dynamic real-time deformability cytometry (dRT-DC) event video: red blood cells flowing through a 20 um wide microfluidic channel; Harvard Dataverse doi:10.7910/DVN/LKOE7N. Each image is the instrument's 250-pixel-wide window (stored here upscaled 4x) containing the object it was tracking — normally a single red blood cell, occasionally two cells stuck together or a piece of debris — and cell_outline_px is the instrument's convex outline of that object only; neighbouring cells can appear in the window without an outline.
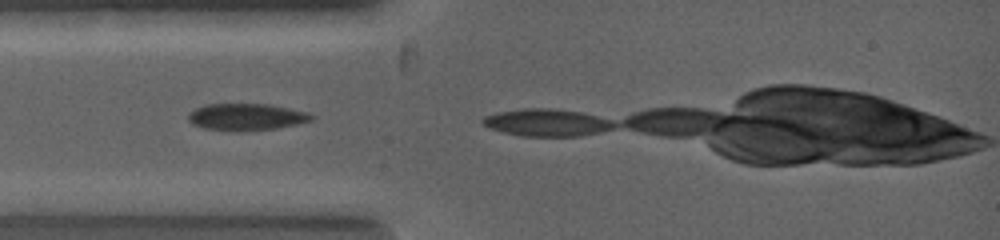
{"species": "common noctule bat (a hibernating species)", "species_latin": "Nyctalus noctula", "temperature_condition": "warm", "stored_images_in_passage": 4, "camera_frame_rate_fps": 5000, "um_per_image_px": 0.085, "animal": {"sex": "female", "body_mass_g": 19.0, "forearm_length_mm": 53.3}, "frame": {"image": 1, "passage_image": 1, "time_ms": 0.0, "image_size_px": [1000, 240], "cell_outline_px": [[316, 116], [312, 120], [296, 124], [276, 128], [240, 132], [204, 128], [192, 124], [188, 120], [188, 112], [204, 104], [264, 104], [308, 112]], "centroid_in_image_um": [20.9, 9.95], "position_along_channel_um": 64.1, "area_um2": 19.31}}